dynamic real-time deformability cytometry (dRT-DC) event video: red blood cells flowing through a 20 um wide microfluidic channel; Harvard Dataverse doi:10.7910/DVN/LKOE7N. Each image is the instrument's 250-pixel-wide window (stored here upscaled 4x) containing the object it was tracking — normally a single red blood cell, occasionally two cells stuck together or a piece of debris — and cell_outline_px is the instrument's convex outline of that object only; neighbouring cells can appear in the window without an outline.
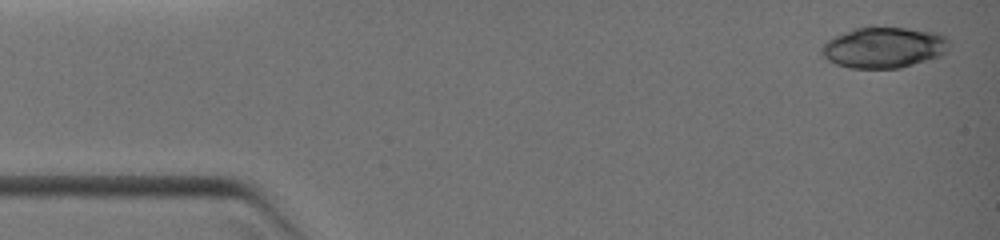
{"species": "common noctule bat (a hibernating species)", "species_latin": "Nyctalus noctula", "temperature_condition": "warm", "stored_images_in_passage": 8, "camera_frame_rate_fps": 3000, "um_per_image_px": 0.085, "animal": {"sex": "female", "body_mass_g": 19.0, "forearm_length_mm": 51.5}, "frame": {"image": 1, "passage_image": 1, "time_ms": 0.0, "image_size_px": [1000, 240], "cell_outline_px": [[948, 48], [940, 56], [900, 68], [848, 68], [836, 64], [828, 60], [820, 52], [820, 48], [832, 36], [852, 28], [904, 28], [936, 32], [944, 36], [948, 40]], "centroid_in_image_um": [75.08, 4.04], "position_along_channel_um": 9.9, "area_um2": 30.23}}
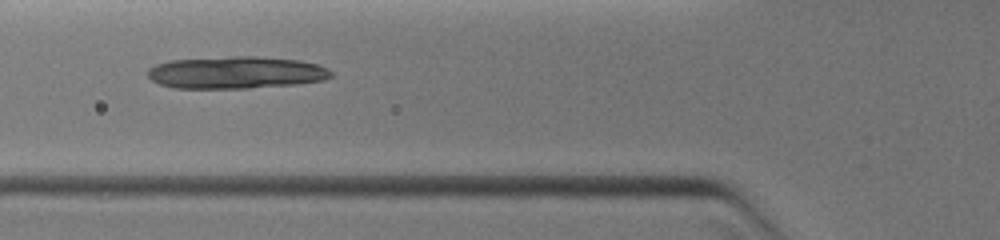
{"frame": {"image": 2, "passage_image": 7, "time_ms": 4.333, "image_size_px": [1000, 240], "cell_outline_px": [[336, 76], [324, 80], [296, 84], [248, 88], [176, 88], [160, 84], [152, 80], [148, 76], [148, 68], [156, 64], [172, 60], [228, 56], [256, 56], [300, 60], [316, 64], [328, 68]], "centroid_in_image_um": [20.1, 6.16], "position_along_channel_um": 105.7, "area_um2": 34.62}}
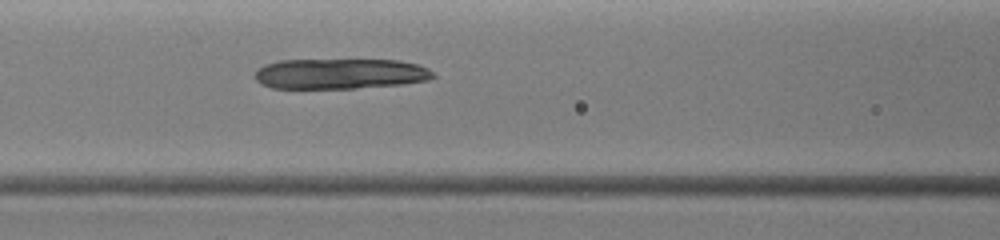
{"frame": {"image": 3, "passage_image": 8, "time_ms": 5.0, "image_size_px": [1000, 240], "cell_outline_px": [[436, 76], [428, 80], [404, 84], [356, 88], [272, 88], [260, 84], [252, 76], [264, 64], [280, 60], [400, 60], [416, 64], [428, 68]], "centroid_in_image_um": [28.9, 6.27], "position_along_channel_um": 137.7, "area_um2": 31.73}}